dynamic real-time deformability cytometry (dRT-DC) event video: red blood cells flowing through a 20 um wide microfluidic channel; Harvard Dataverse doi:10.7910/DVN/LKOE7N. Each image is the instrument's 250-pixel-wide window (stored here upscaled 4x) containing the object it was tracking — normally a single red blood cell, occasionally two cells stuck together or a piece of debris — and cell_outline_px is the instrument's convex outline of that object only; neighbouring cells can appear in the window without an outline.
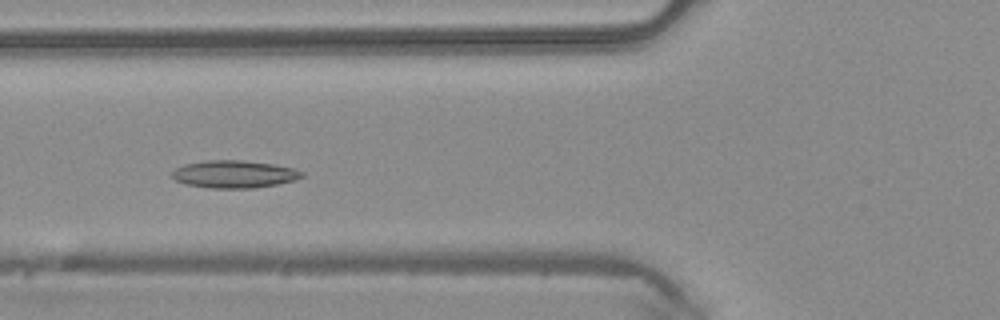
{"species": "common noctule bat (a hibernating species)", "species_latin": "Nyctalus noctula", "temperature_condition": "warm", "stored_images_in_passage": 32, "camera_frame_rate_fps": 3000, "um_per_image_px": 0.085, "animal": {"sex": "male", "body_mass_g": 20.4}, "frame": {"image": 1, "passage_image": 3, "time_ms": 0.667, "image_size_px": [1000, 320], "cell_outline_px": [[304, 176], [296, 180], [276, 184], [252, 188], [212, 188], [188, 184], [176, 180], [172, 176], [172, 172], [176, 168], [184, 164], [208, 160], [244, 160], [272, 164], [296, 168], [304, 172]], "centroid_in_image_um": [19.96, 14.79], "position_along_channel_um": 105.8, "area_um2": 20.75}}
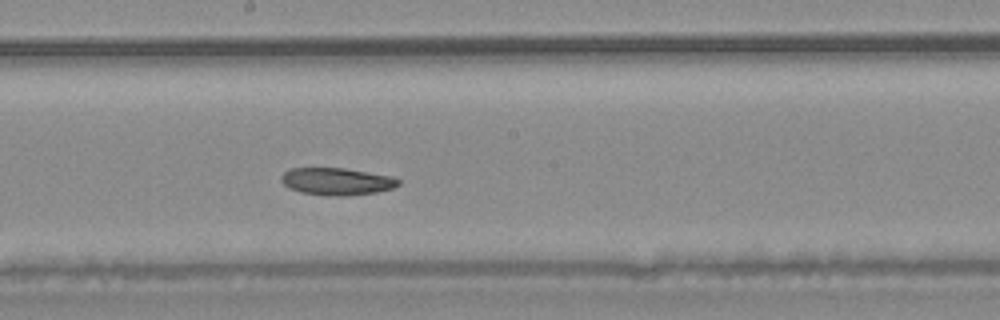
{"frame": {"image": 2, "passage_image": 11, "time_ms": 3.333, "image_size_px": [1000, 320], "cell_outline_px": [[400, 184], [392, 188], [376, 192], [344, 196], [328, 196], [300, 192], [288, 188], [280, 180], [280, 176], [284, 172], [292, 168], [344, 168], [392, 176], [400, 180]], "centroid_in_image_um": [28.6, 15.42], "position_along_channel_um": 219.6, "area_um2": 18.67}}
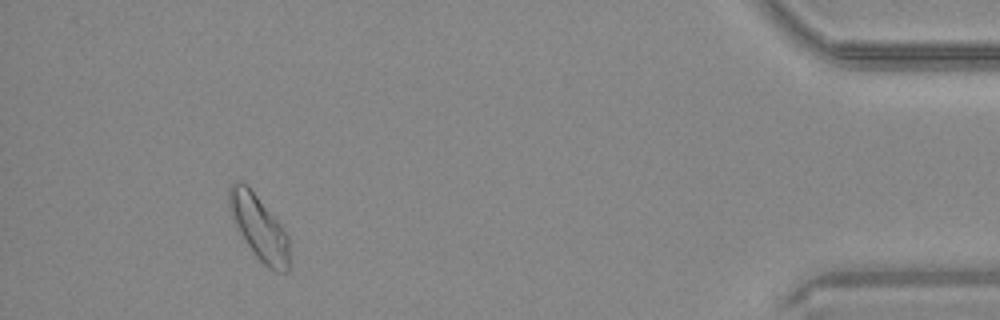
{"frame": {"image": 3, "passage_image": 29, "time_ms": 9.333, "image_size_px": [1000, 320], "cell_outline_px": [[292, 264], [288, 272], [276, 272], [268, 268], [252, 252], [244, 240], [228, 208], [228, 188], [236, 180], [248, 184], [284, 228], [288, 236]], "centroid_in_image_um": [22.06, 19.36], "position_along_channel_um": 413.1, "area_um2": 23.18}}